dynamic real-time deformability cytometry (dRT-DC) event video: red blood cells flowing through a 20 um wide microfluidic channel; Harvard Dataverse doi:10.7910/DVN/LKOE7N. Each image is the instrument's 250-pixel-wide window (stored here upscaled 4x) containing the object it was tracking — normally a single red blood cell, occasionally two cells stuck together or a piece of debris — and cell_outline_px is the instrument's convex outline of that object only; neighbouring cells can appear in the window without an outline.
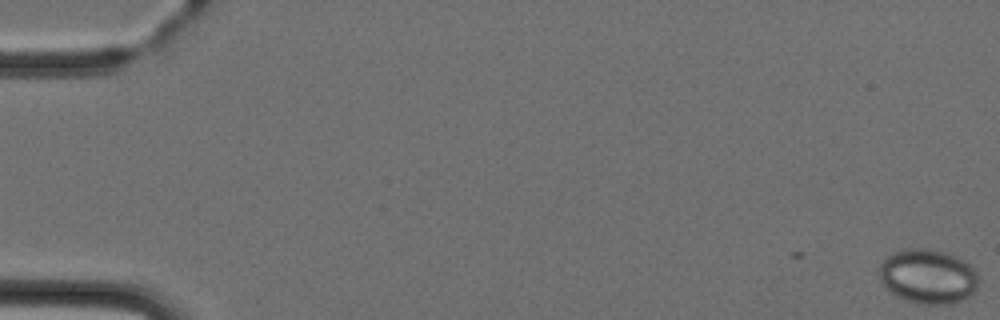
{"species": "Egyptian fruit bat (a non-hibernating species)", "species_latin": "Rousettus aegyptiacus", "temperature_condition": "cold", "stored_images_in_passage": 5, "camera_frame_rate_fps": 3000, "um_per_image_px": 0.085, "animal": {"sex": "female"}, "frame": {"image": 1, "passage_image": 1, "time_ms": 0.0, "image_size_px": [1000, 320], "cell_outline_px": [[976, 288], [968, 296], [960, 300], [948, 304], [916, 304], [904, 300], [896, 296], [880, 280], [876, 272], [880, 264], [892, 252], [904, 248], [928, 248], [948, 252], [964, 260], [976, 272]], "centroid_in_image_um": [78.81, 23.47], "position_along_channel_um": 6.2, "area_um2": 31.67}}
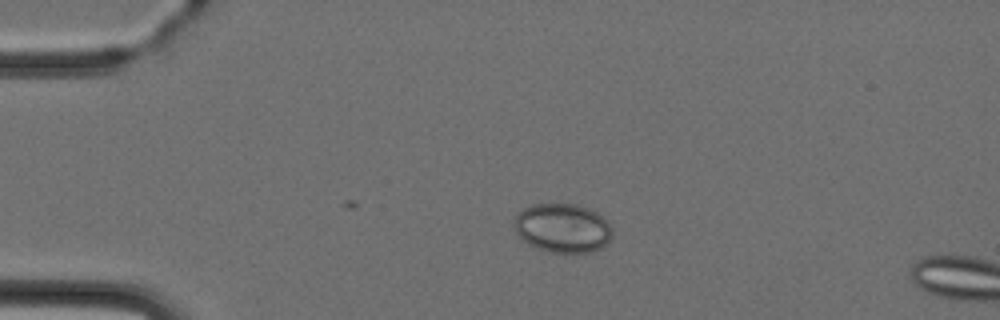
{"frame": {"image": 2, "passage_image": 4, "time_ms": 3.667, "image_size_px": [1000, 320], "cell_outline_px": [[612, 236], [600, 248], [592, 252], [552, 252], [528, 244], [520, 240], [516, 232], [512, 220], [524, 208], [532, 204], [576, 204], [588, 208], [596, 212], [608, 220], [612, 228]], "centroid_in_image_um": [47.81, 19.37], "position_along_channel_um": 37.2, "area_um2": 28.09}}